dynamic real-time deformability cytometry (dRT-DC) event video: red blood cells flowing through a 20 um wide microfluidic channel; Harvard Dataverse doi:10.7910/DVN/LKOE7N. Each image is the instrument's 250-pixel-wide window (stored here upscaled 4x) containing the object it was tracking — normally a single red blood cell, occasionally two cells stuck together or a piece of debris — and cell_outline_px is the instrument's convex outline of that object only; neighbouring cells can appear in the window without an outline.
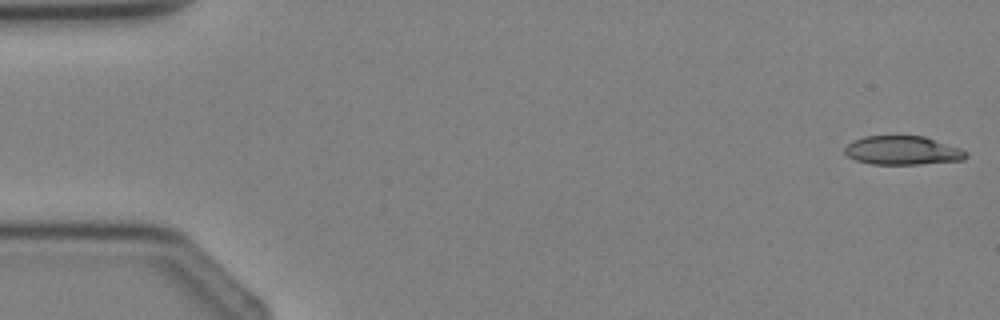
{"species": "Egyptian fruit bat (a non-hibernating species)", "species_latin": "Rousettus aegyptiacus", "temperature_condition": "cold", "stored_images_in_passage": 4, "camera_frame_rate_fps": 3000, "um_per_image_px": 0.085, "animal": {"sex": "female"}, "frame": {"image": 1, "passage_image": 1, "time_ms": 0.0, "image_size_px": [1000, 320], "cell_outline_px": [[968, 156], [964, 160], [920, 164], [872, 164], [856, 160], [848, 156], [844, 152], [844, 148], [852, 140], [864, 136], [924, 136], [960, 148], [968, 152]], "centroid_in_image_um": [76.73, 12.79], "position_along_channel_um": 8.3, "area_um2": 20.4}}
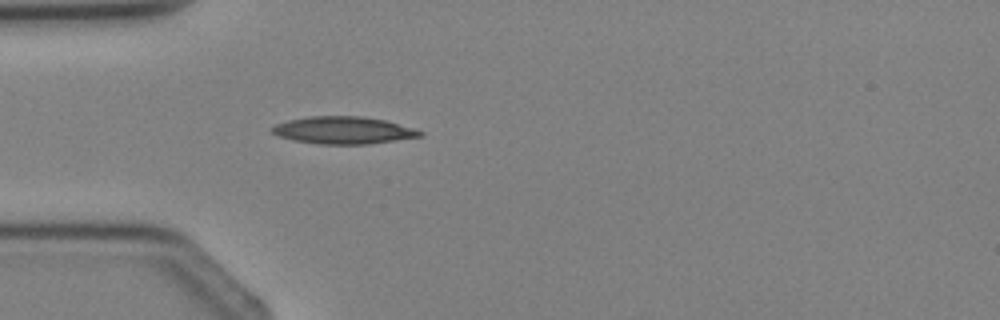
{"frame": {"image": 2, "passage_image": 4, "time_ms": 3.333, "image_size_px": [1000, 320], "cell_outline_px": [[424, 136], [368, 144], [320, 144], [292, 140], [280, 136], [272, 132], [268, 128], [276, 124], [288, 120], [312, 116], [364, 116], [384, 120], [416, 128], [424, 132]], "centroid_in_image_um": [29.21, 11.07], "position_along_channel_um": 55.8, "area_um2": 23.64}}